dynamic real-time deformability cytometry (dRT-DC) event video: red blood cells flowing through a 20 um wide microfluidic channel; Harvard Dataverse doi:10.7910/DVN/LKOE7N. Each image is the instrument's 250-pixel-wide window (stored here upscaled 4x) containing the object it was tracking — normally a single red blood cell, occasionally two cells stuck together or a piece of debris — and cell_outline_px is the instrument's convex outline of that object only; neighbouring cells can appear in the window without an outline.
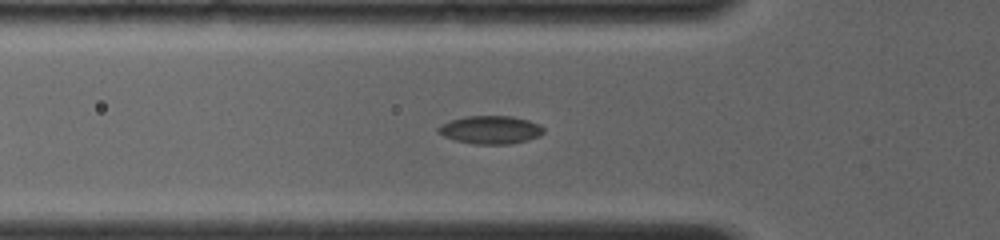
{"species": "common noctule bat (a hibernating species)", "species_latin": "Nyctalus noctula", "temperature_condition": "room temperature", "stored_images_in_passage": 31, "camera_frame_rate_fps": 4000, "um_per_image_px": 0.085, "animal": {"sex": "female", "body_mass_g": 19.0, "forearm_length_mm": 56.7}, "frame": {"image": 1, "passage_image": 12, "time_ms": 3.75, "image_size_px": [1000, 240], "cell_outline_px": [[544, 132], [540, 136], [528, 140], [508, 144], [472, 144], [456, 140], [444, 136], [436, 132], [436, 128], [440, 124], [464, 116], [512, 116], [528, 120], [540, 124], [544, 128]], "centroid_in_image_um": [41.69, 11.03], "position_along_channel_um": 84.1, "area_um2": 17.4}}
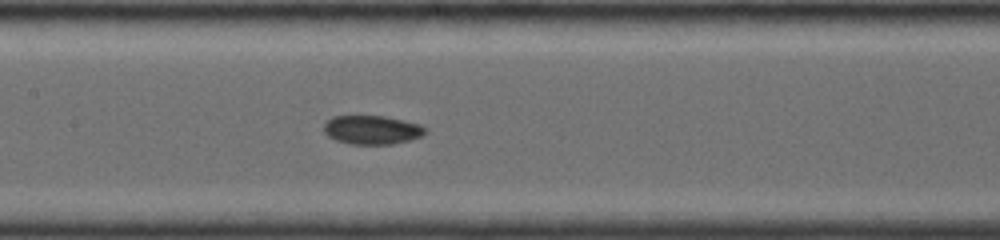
{"frame": {"image": 2, "passage_image": 18, "time_ms": 6.0, "image_size_px": [1000, 240], "cell_outline_px": [[428, 132], [420, 136], [408, 140], [392, 144], [352, 144], [336, 140], [328, 136], [324, 132], [324, 124], [332, 116], [384, 116], [404, 120], [420, 124]], "centroid_in_image_um": [31.61, 11.03], "position_along_channel_um": 175.8, "area_um2": 16.94}}
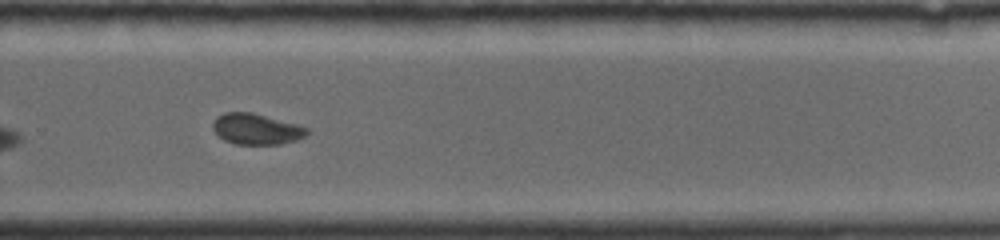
{"frame": {"image": 3, "passage_image": 27, "time_ms": 9.25, "image_size_px": [1000, 240], "cell_outline_px": [[312, 132], [296, 140], [280, 144], [236, 144], [224, 140], [212, 128], [212, 124], [216, 116], [224, 112], [252, 112], [296, 124], [308, 128]], "centroid_in_image_um": [21.79, 10.96], "position_along_channel_um": 308.0, "area_um2": 16.94}}